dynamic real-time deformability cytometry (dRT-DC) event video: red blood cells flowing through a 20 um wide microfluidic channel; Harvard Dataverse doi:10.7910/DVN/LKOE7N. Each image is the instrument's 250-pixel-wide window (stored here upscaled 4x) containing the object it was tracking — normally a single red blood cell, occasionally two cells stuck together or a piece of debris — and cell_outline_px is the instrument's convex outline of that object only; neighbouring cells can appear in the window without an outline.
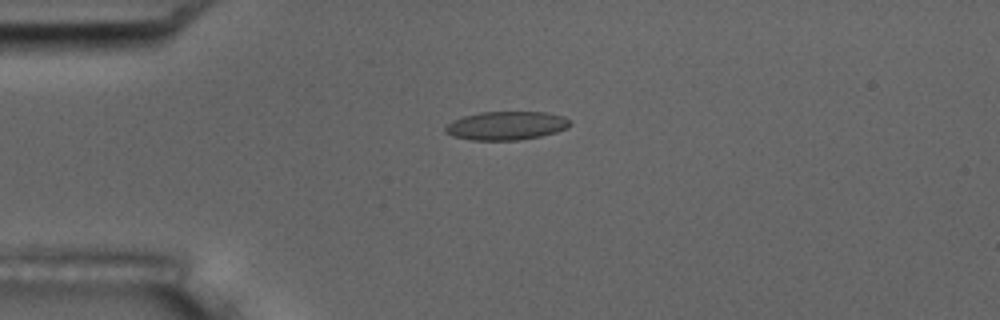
{"species": "common noctule bat (a hibernating species)", "species_latin": "Nyctalus noctula", "temperature_condition": "room temperature", "stored_images_in_passage": 3, "camera_frame_rate_fps": 3000, "um_per_image_px": 0.085, "animal": {"sex": "male", "body_mass_g": 17.5, "forearm_length_mm": 52.3}, "frame": {"image": 1, "passage_image": 3, "time_ms": 0.667, "image_size_px": [1000, 320], "cell_outline_px": [[572, 124], [568, 128], [556, 132], [540, 136], [520, 140], [472, 140], [452, 136], [444, 132], [444, 128], [452, 120], [464, 116], [480, 112], [544, 112], [564, 116]], "centroid_in_image_um": [43.03, 10.68], "position_along_channel_um": 42.0, "area_um2": 20.81}}